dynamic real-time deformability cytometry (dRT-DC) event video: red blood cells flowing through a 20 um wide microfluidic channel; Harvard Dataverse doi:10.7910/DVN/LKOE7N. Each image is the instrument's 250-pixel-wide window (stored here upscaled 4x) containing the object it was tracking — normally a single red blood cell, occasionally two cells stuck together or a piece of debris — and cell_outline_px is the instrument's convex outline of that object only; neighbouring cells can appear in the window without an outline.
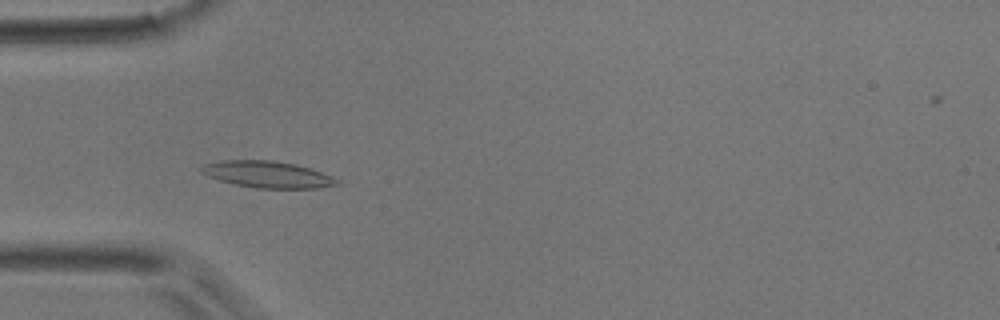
{"species": "common noctule bat (a hibernating species)", "species_latin": "Nyctalus noctula", "temperature_condition": "room temperature", "stored_images_in_passage": 48, "camera_frame_rate_fps": 3000, "um_per_image_px": 0.085, "animal": {"sex": "male", "body_mass_g": 17.9}, "frame": {"image": 1, "passage_image": 14, "time_ms": 4.333, "image_size_px": [1000, 320], "cell_outline_px": [[344, 184], [316, 188], [256, 188], [236, 184], [220, 180], [208, 176], [200, 172], [196, 168], [204, 164], [224, 160], [276, 160], [296, 164], [312, 168], [332, 176], [340, 180]], "centroid_in_image_um": [22.78, 14.82], "position_along_channel_um": 62.2, "area_um2": 21.33}}
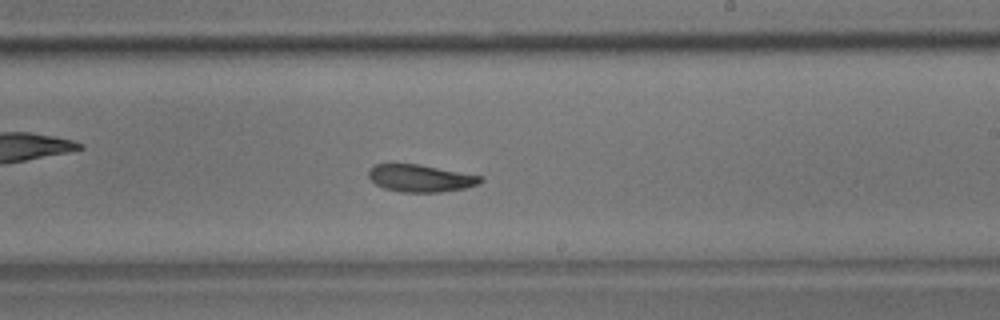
{"frame": {"image": 2, "passage_image": 28, "time_ms": 9.0, "image_size_px": [1000, 320], "cell_outline_px": [[484, 180], [480, 184], [464, 188], [440, 192], [400, 192], [384, 188], [376, 184], [368, 176], [368, 168], [376, 164], [416, 164], [484, 176]], "centroid_in_image_um": [35.76, 15.15], "position_along_channel_um": 253.2, "area_um2": 17.8}}
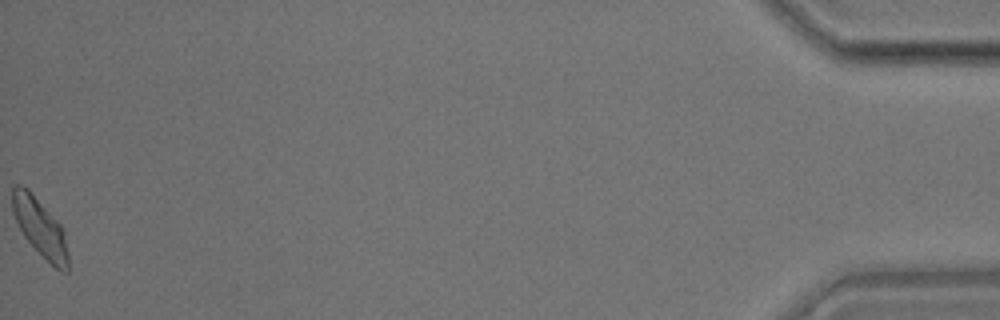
{"frame": {"image": 3, "passage_image": 48, "time_ms": 15.667, "image_size_px": [1000, 320], "cell_outline_px": [[68, 272], [60, 272], [24, 236], [12, 212], [12, 188], [16, 184], [20, 184], [28, 188], [60, 224], [64, 232], [68, 256]], "centroid_in_image_um": [3.4, 19.3], "position_along_channel_um": 431.8, "area_um2": 18.5}}